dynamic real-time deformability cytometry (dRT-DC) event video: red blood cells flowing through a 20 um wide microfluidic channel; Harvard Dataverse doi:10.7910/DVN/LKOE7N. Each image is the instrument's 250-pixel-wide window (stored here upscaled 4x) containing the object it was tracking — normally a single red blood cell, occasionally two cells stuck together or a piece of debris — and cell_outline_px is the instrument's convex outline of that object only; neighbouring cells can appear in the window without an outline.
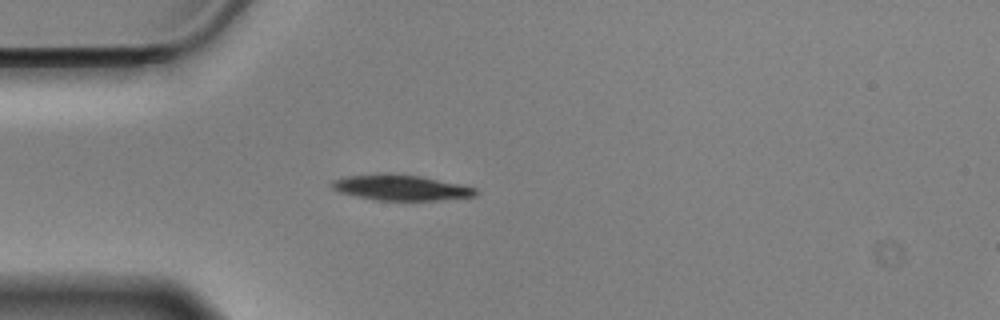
{"species": "Egyptian fruit bat (a non-hibernating species)", "species_latin": "Rousettus aegyptiacus", "temperature_condition": "cold", "stored_images_in_passage": 43, "camera_frame_rate_fps": 3000, "um_per_image_px": 0.085, "animal": {"sex": "male"}, "frame": {"image": 1, "passage_image": 1, "time_ms": 0.0, "image_size_px": [1000, 320], "cell_outline_px": [[480, 192], [476, 196], [436, 200], [376, 200], [356, 196], [340, 192], [332, 188], [328, 184], [332, 180], [344, 176], [420, 176], [464, 184], [476, 188]], "centroid_in_image_um": [34.15, 15.98], "position_along_channel_um": 50.9, "area_um2": 20.75}}
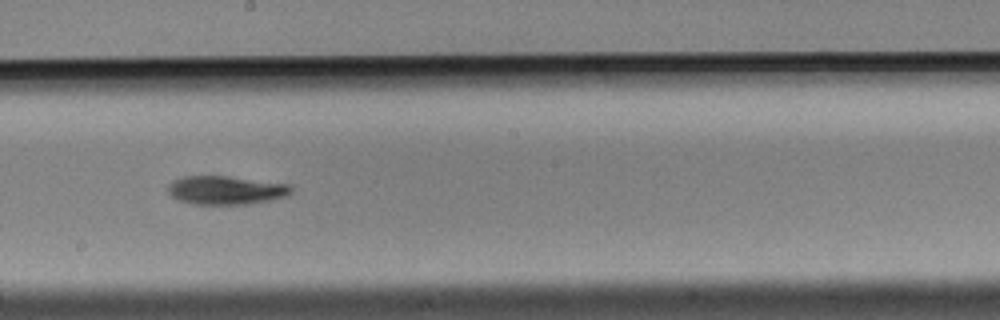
{"frame": {"image": 2, "passage_image": 17, "time_ms": 5.333, "image_size_px": [1000, 320], "cell_outline_px": [[292, 192], [288, 196], [252, 204], [192, 204], [176, 200], [168, 192], [168, 184], [172, 180], [184, 176], [228, 176], [292, 184]], "centroid_in_image_um": [19.21, 16.16], "position_along_channel_um": 229.0, "area_um2": 20.87}}
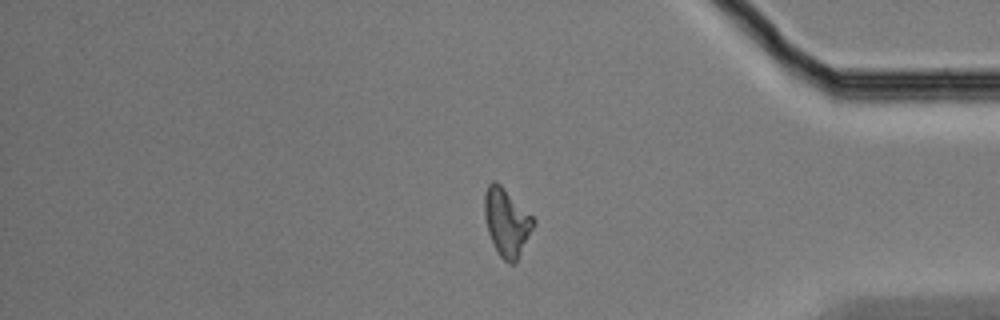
{"frame": {"image": 3, "passage_image": 33, "time_ms": 10.667, "image_size_px": [1000, 320], "cell_outline_px": [[536, 224], [516, 264], [508, 264], [500, 256], [488, 232], [484, 216], [484, 192], [488, 184], [492, 180], [496, 180], [536, 220]], "centroid_in_image_um": [43.08, 18.9], "position_along_channel_um": 392.1, "area_um2": 19.48}, "authors_computed_cell_mechanics": {"area_um2": 19.8254, "velocity_mm_per_s": 3.5136, "shape_relaxation_time_tau1_ms": 2.9096, "shape_relaxation_time_tau2_ms": null, "deformation_change_tau1": 0.1196, "deformation_change_tau2": null}}